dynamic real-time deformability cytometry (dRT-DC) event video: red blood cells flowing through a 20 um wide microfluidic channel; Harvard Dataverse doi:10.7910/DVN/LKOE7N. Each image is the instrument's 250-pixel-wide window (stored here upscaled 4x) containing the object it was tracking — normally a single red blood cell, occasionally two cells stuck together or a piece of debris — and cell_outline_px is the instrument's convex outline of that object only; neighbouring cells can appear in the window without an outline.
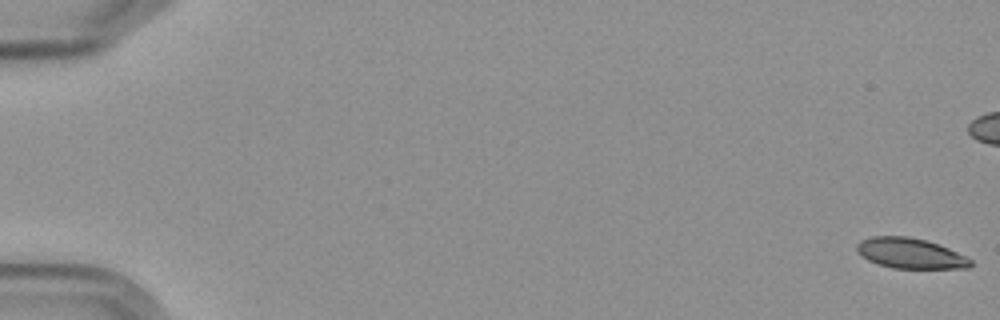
{"species": "Egyptian fruit bat (a non-hibernating species)", "species_latin": "Rousettus aegyptiacus", "temperature_condition": "cold", "stored_images_in_passage": 9, "camera_frame_rate_fps": 3000, "um_per_image_px": 0.085, "frame": {"image": 1, "passage_image": 1, "time_ms": 0.0, "image_size_px": [1000, 320], "cell_outline_px": [[972, 264], [968, 268], [892, 268], [868, 260], [856, 252], [856, 244], [860, 240], [872, 236], [908, 236], [924, 240], [948, 248], [972, 260]], "centroid_in_image_um": [77.32, 21.53], "position_along_channel_um": 7.7, "area_um2": 19.94}}
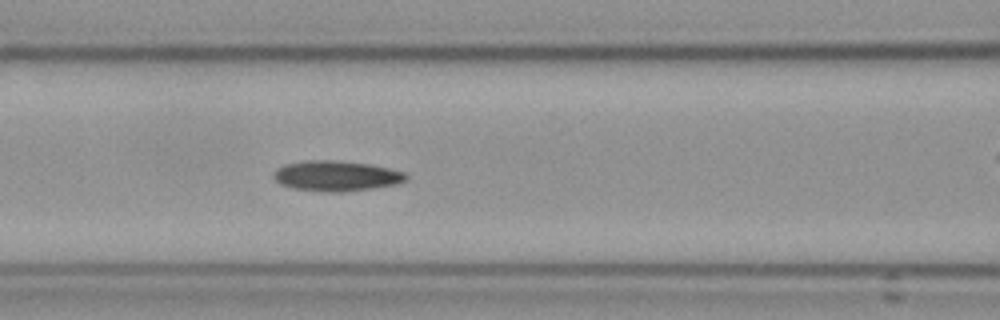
{"frame": {"image": 2, "passage_image": 8, "time_ms": 8.333, "image_size_px": [1000, 320], "cell_outline_px": [[408, 180], [396, 184], [372, 188], [344, 192], [324, 192], [292, 188], [280, 184], [272, 176], [276, 168], [284, 164], [304, 160], [336, 160], [368, 164], [388, 168], [404, 172], [408, 176]], "centroid_in_image_um": [28.55, 14.95], "position_along_channel_um": 138.0, "area_um2": 23.58}}